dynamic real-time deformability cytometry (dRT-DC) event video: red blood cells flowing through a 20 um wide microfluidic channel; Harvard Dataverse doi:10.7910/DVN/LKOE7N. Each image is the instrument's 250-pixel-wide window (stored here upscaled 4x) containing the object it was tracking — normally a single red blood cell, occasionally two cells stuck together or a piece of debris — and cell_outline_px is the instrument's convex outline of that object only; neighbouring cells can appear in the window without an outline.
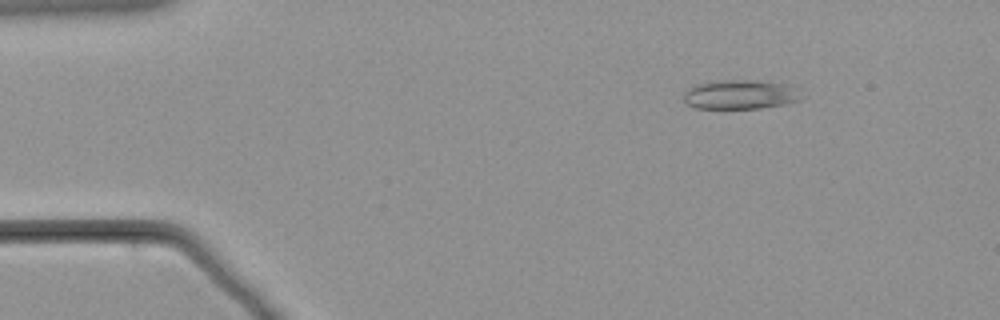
{"species": "common noctule bat (a hibernating species)", "species_latin": "Nyctalus noctula", "temperature_condition": "warm", "stored_images_in_passage": 41, "camera_frame_rate_fps": 3000, "um_per_image_px": 0.085, "animal": {"sex": "male", "body_mass_g": 21.5, "forearm_length_mm": 52.0}, "frame": {"image": 1, "passage_image": 8, "time_ms": 2.333, "image_size_px": [1000, 320], "cell_outline_px": [[800, 100], [784, 104], [760, 108], [696, 108], [684, 104], [684, 92], [688, 88], [696, 84], [716, 80], [752, 80], [780, 84], [796, 88]], "centroid_in_image_um": [62.81, 8.04], "position_along_channel_um": 22.2, "area_um2": 19.83}}
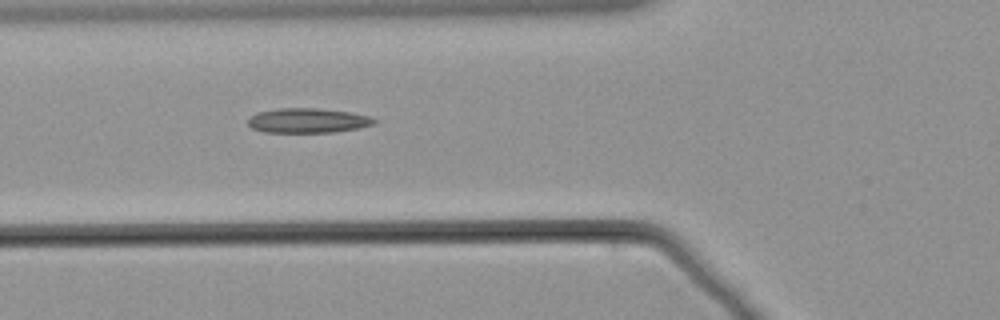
{"frame": {"image": 2, "passage_image": 22, "time_ms": 7.0, "image_size_px": [1000, 320], "cell_outline_px": [[376, 124], [360, 128], [332, 132], [264, 132], [252, 128], [248, 124], [248, 116], [256, 112], [276, 108], [320, 108], [352, 112], [372, 116], [376, 120]], "centroid_in_image_um": [26.17, 10.23], "position_along_channel_um": 99.6, "area_um2": 18.5}}
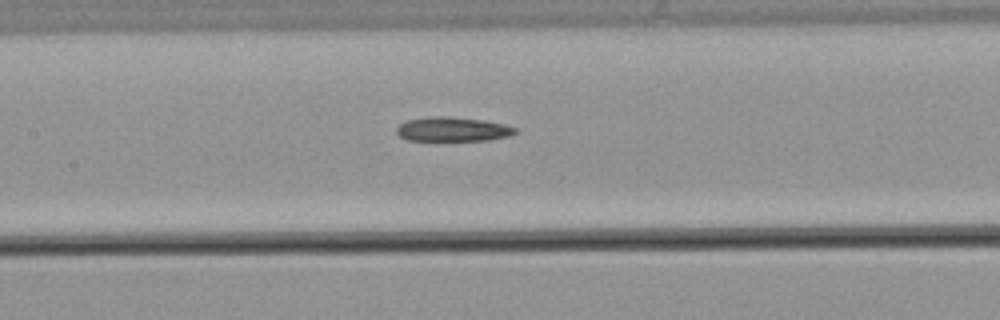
{"frame": {"image": 3, "passage_image": 28, "time_ms": 9.0, "image_size_px": [1000, 320], "cell_outline_px": [[516, 132], [508, 136], [484, 140], [408, 140], [400, 136], [396, 132], [396, 128], [400, 124], [408, 120], [428, 116], [448, 116], [484, 120], [504, 124], [516, 128]], "centroid_in_image_um": [38.45, 10.97], "position_along_channel_um": 169.0, "area_um2": 16.65}}